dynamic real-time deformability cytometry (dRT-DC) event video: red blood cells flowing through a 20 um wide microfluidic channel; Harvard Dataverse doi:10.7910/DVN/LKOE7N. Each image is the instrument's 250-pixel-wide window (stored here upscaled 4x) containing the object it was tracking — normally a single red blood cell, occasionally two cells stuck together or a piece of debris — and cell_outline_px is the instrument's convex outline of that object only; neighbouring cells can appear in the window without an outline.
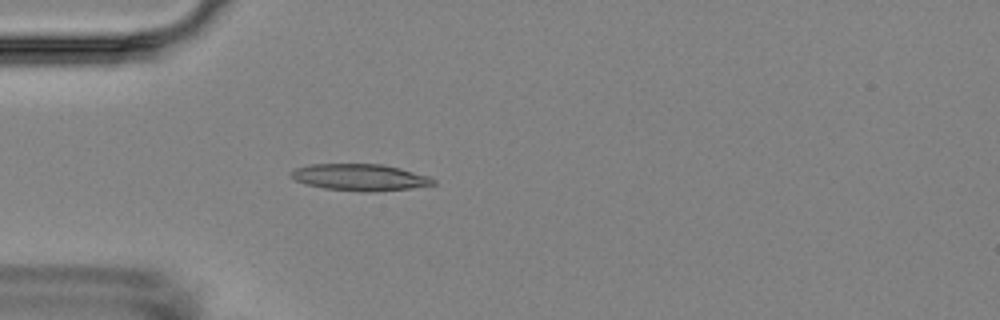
{"species": "Egyptian fruit bat (a non-hibernating species)", "species_latin": "Rousettus aegyptiacus", "temperature_condition": "room temperature", "stored_images_in_passage": 2, "camera_frame_rate_fps": 3000, "um_per_image_px": 0.085, "animal": {"sex": "female"}, "frame": {"image": 1, "passage_image": 2, "time_ms": 1.333, "image_size_px": [1000, 320], "cell_outline_px": [[436, 184], [412, 188], [376, 192], [364, 192], [324, 188], [304, 184], [288, 176], [288, 172], [296, 168], [308, 164], [380, 164], [400, 168], [428, 176], [436, 180]], "centroid_in_image_um": [30.56, 15.07], "position_along_channel_um": 54.4, "area_um2": 22.31}}